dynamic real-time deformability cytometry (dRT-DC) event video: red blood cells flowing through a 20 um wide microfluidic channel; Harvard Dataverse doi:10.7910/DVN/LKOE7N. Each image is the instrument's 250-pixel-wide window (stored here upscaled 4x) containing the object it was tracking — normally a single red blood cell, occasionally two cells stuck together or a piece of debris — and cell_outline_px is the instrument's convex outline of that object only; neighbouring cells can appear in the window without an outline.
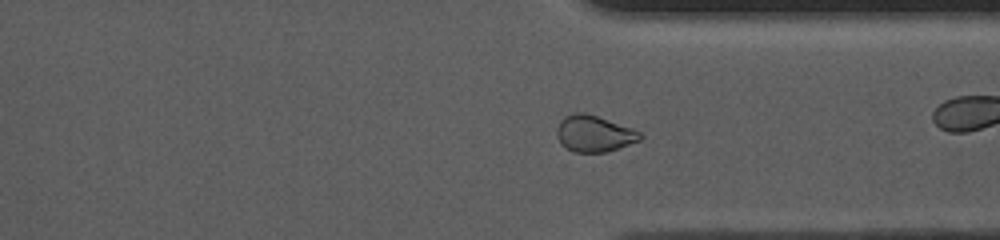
{"species": "common noctule bat (a hibernating species)", "species_latin": "Nyctalus noctula", "temperature_condition": "cold", "stored_images_in_passage": 54, "camera_frame_rate_fps": 3000, "um_per_image_px": 0.085, "animal": {"sex": "female", "body_mass_g": 10.0, "forearm_length_mm": 53.1}, "frame": {"image": 1, "passage_image": 39, "time_ms": 12.667, "image_size_px": [1000, 240], "cell_outline_px": [[644, 136], [640, 140], [608, 152], [572, 152], [556, 136], [556, 128], [560, 120], [564, 116], [576, 112], [584, 112], [632, 128], [640, 132]], "centroid_in_image_um": [50.5, 11.35], "position_along_channel_um": 360.9, "area_um2": 17.57}}
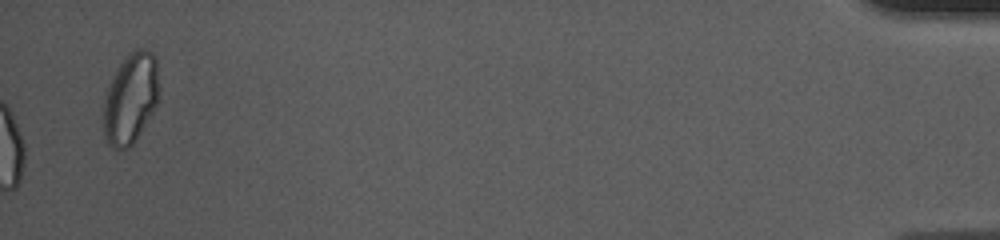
{"frame": {"image": 2, "passage_image": 54, "time_ms": 17.667, "image_size_px": [1000, 240], "cell_outline_px": [[160, 96], [152, 112], [136, 140], [128, 148], [120, 152], [112, 148], [108, 144], [104, 132], [104, 96], [112, 76], [116, 68], [124, 56], [128, 52], [136, 48], [148, 48], [156, 56], [160, 92]], "centroid_in_image_um": [11.11, 8.32], "position_along_channel_um": 424.1, "area_um2": 30.06}, "authors_computed_cell_mechanics": {"area_um2": 18.1781, "velocity_mm_per_s": 3.7111, "shape_relaxation_time_tau1_ms": 7.393, "shape_relaxation_time_tau2_ms": 2.611, "deformation_change_tau1": 0.0679, "deformation_change_tau2": 0.0425}}